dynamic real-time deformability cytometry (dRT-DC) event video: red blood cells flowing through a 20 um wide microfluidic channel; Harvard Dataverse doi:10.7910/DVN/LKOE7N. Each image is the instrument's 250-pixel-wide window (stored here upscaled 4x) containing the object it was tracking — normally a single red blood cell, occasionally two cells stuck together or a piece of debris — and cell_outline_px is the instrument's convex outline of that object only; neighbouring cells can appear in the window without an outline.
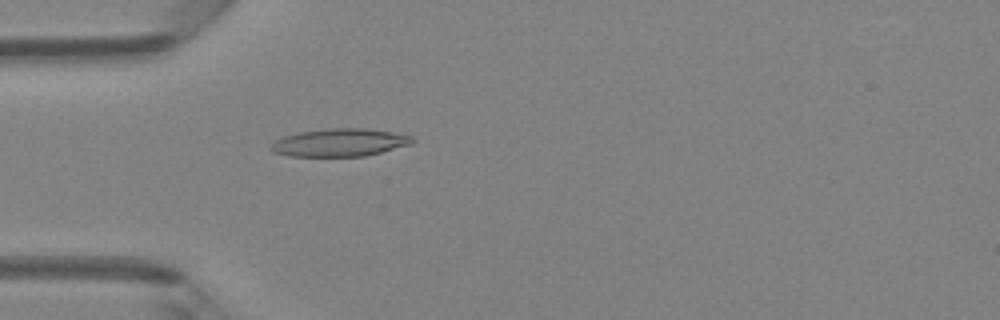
{"species": "Egyptian fruit bat (a non-hibernating species)", "species_latin": "Rousettus aegyptiacus", "temperature_condition": "room temperature", "stored_images_in_passage": 49, "camera_frame_rate_fps": 3000, "um_per_image_px": 0.085, "animal": {"sex": "female"}, "frame": {"image": 1, "passage_image": 15, "time_ms": 4.667, "image_size_px": [1000, 320], "cell_outline_px": [[416, 140], [412, 144], [364, 156], [288, 156], [272, 152], [268, 148], [276, 140], [284, 136], [300, 132], [328, 128], [364, 128], [392, 132], [412, 136]], "centroid_in_image_um": [28.87, 12.11], "position_along_channel_um": 56.1, "area_um2": 22.89}}
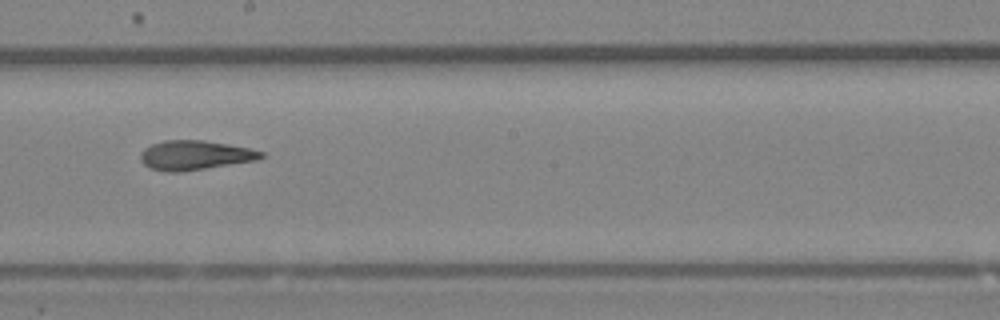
{"frame": {"image": 2, "passage_image": 28, "time_ms": 9.0, "image_size_px": [1000, 320], "cell_outline_px": [[264, 156], [256, 160], [180, 172], [164, 172], [148, 168], [140, 160], [140, 152], [144, 148], [152, 144], [164, 140], [204, 140], [228, 144], [248, 148], [264, 152]], "centroid_in_image_um": [16.51, 13.19], "position_along_channel_um": 231.7, "area_um2": 20.69}}
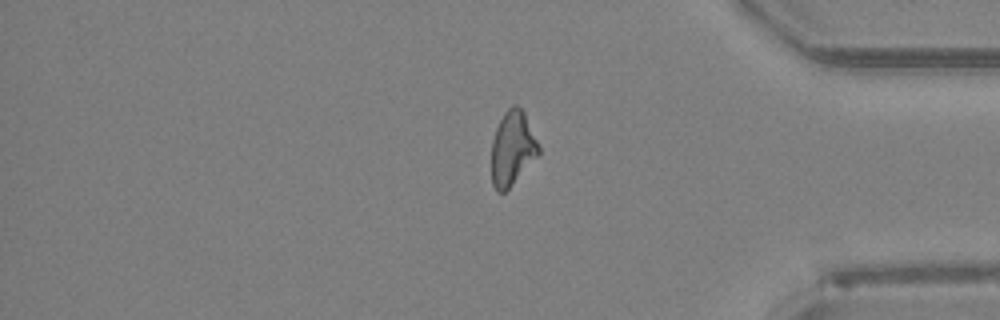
{"frame": {"image": 3, "passage_image": 41, "time_ms": 13.333, "image_size_px": [1000, 320], "cell_outline_px": [[540, 152], [508, 188], [504, 192], [496, 192], [492, 184], [492, 140], [496, 128], [504, 112], [512, 104], [516, 104], [524, 112], [540, 148]], "centroid_in_image_um": [43.53, 12.58], "position_along_channel_um": 391.7, "area_um2": 20.0}, "authors_computed_cell_mechanics": {"area_um2": 20.5768, "velocity_mm_per_s": 4.1804, "shape_relaxation_time_tau1_ms": null, "shape_relaxation_time_tau2_ms": 2.4178, "deformation_change_tau1": null, "deformation_change_tau2": 0.1178}}